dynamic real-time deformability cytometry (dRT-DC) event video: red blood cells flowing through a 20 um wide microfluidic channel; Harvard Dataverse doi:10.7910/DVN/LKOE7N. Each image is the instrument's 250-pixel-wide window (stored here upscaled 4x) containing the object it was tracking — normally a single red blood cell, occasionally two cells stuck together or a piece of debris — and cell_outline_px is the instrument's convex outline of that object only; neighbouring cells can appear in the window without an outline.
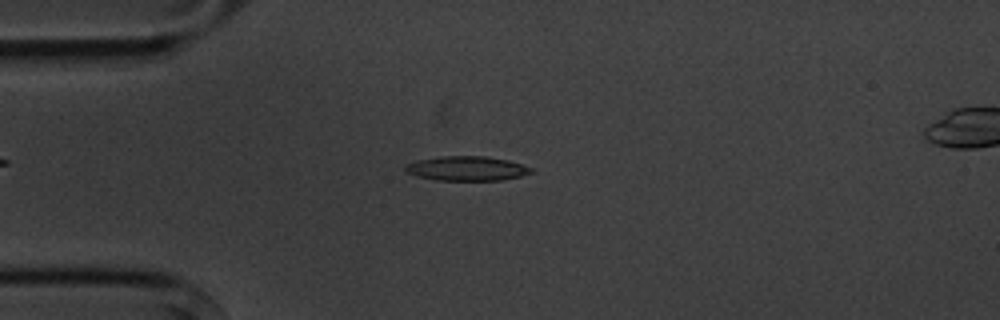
{"species": "common noctule bat (a hibernating species)", "species_latin": "Nyctalus noctula", "temperature_condition": "cold", "stored_images_in_passage": 7, "camera_frame_rate_fps": 3000, "um_per_image_px": 0.085, "animal": {"sex": "male", "body_mass_g": 20.1, "forearm_length_mm": 53.5}, "frame": {"image": 1, "passage_image": 3, "time_ms": 2.333, "image_size_px": [1000, 320], "cell_outline_px": [[532, 172], [520, 176], [500, 180], [436, 180], [416, 176], [408, 172], [404, 168], [404, 164], [416, 160], [444, 156], [484, 156], [508, 160], [532, 168]], "centroid_in_image_um": [39.63, 14.32], "position_along_channel_um": 45.4, "area_um2": 17.8}}
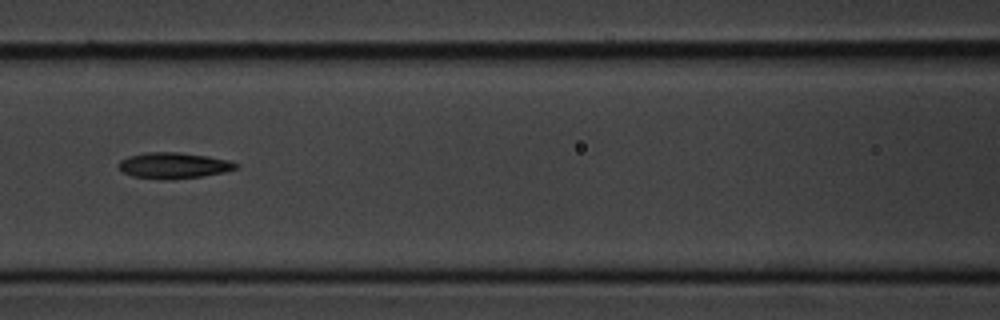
{"frame": {"image": 2, "passage_image": 6, "time_ms": 5.667, "image_size_px": [1000, 320], "cell_outline_px": [[240, 164], [236, 168], [224, 172], [200, 176], [168, 180], [160, 180], [132, 176], [124, 172], [116, 164], [120, 160], [128, 156], [144, 152], [180, 152], [208, 156], [228, 160]], "centroid_in_image_um": [14.72, 14.06], "position_along_channel_um": 151.9, "area_um2": 17.86}}
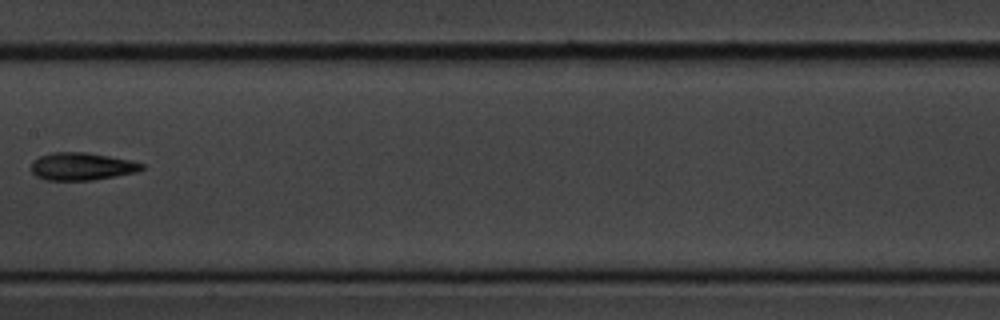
{"frame": {"image": 3, "passage_image": 7, "time_ms": 7.0, "image_size_px": [1000, 320], "cell_outline_px": [[144, 168], [136, 172], [116, 176], [92, 180], [44, 180], [36, 176], [32, 172], [32, 160], [40, 156], [52, 152], [88, 152], [128, 160], [144, 164]], "centroid_in_image_um": [6.92, 14.14], "position_along_channel_um": 200.5, "area_um2": 17.74}}